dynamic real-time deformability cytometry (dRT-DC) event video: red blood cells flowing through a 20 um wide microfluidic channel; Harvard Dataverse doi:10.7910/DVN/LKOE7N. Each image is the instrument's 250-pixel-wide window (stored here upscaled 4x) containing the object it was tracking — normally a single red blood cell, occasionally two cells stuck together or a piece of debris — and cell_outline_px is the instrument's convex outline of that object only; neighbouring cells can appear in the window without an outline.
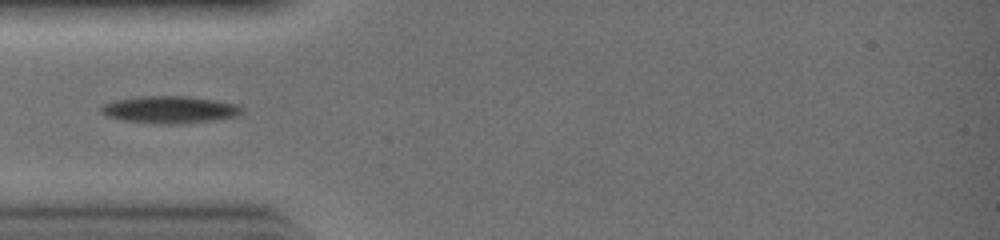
{"species": "common noctule bat (a hibernating species)", "species_latin": "Nyctalus noctula", "temperature_condition": "warm", "stored_images_in_passage": 13, "camera_frame_rate_fps": 3000, "um_per_image_px": 0.085, "animal": {"sex": "female", "body_mass_g": 19.0, "forearm_length_mm": 51.5}, "frame": {"image": 1, "passage_image": 1, "time_ms": 0.0, "image_size_px": [1000, 240], "cell_outline_px": [[244, 108], [236, 116], [216, 120], [180, 124], [160, 124], [120, 120], [108, 116], [100, 112], [100, 108], [104, 104], [116, 100], [140, 96], [188, 96], [216, 100], [236, 104]], "centroid_in_image_um": [14.42, 9.32], "position_along_channel_um": 70.6, "area_um2": 22.37}}
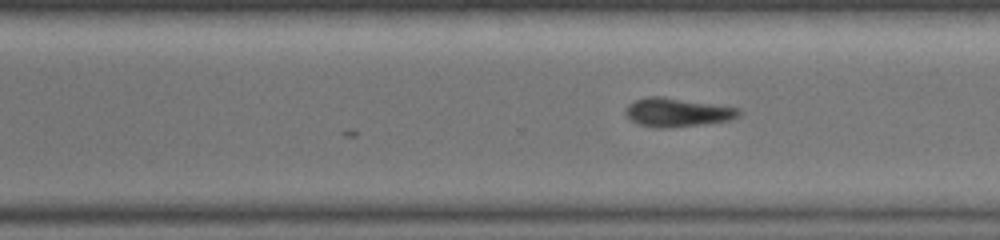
{"frame": {"image": 2, "passage_image": 13, "time_ms": 4.0, "image_size_px": [1000, 240], "cell_outline_px": [[744, 112], [740, 116], [732, 120], [704, 124], [668, 128], [664, 128], [640, 124], [632, 120], [628, 116], [628, 104], [632, 100], [648, 96], [660, 96], [740, 108]], "centroid_in_image_um": [57.66, 9.54], "position_along_channel_um": 312.9, "area_um2": 18.84}}